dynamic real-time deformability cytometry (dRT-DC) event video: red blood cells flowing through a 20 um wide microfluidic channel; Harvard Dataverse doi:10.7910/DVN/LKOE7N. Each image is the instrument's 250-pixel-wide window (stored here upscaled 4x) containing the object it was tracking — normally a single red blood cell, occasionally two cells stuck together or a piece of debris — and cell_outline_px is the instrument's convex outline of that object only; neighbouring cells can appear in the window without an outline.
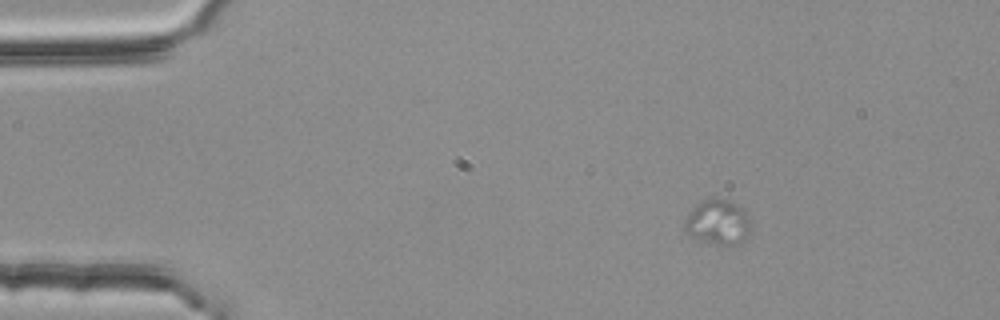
{"species": "common noctule bat (a hibernating species)", "species_latin": "Nyctalus noctula", "temperature_condition": "room temperature", "stored_images_in_passage": 35, "camera_frame_rate_fps": 3000, "um_per_image_px": 0.085, "animal": {"sex": "female", "body_mass_g": 25.1}, "frame": {"image": 1, "passage_image": 1, "time_ms": 0.0, "image_size_px": [1000, 320], "cell_outline_px": [[748, 236], [736, 248], [712, 244], [692, 236], [684, 232], [684, 220], [692, 208], [696, 204], [712, 196], [728, 200], [744, 208], [748, 216]], "centroid_in_image_um": [61.02, 18.91], "position_along_channel_um": 24.0, "area_um2": 17.8}}
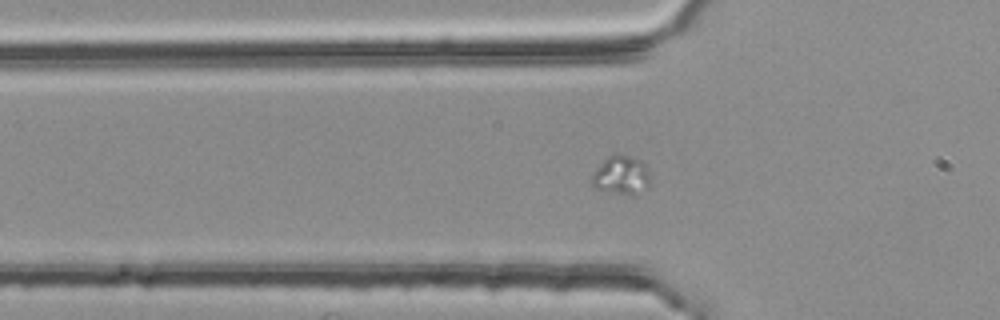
{"frame": {"image": 2, "passage_image": 11, "time_ms": 3.333, "image_size_px": [1000, 320], "cell_outline_px": [[648, 188], [636, 196], [632, 196], [596, 188], [588, 180], [596, 168], [608, 156], [628, 156], [640, 160], [648, 168]], "centroid_in_image_um": [52.8, 14.94], "position_along_channel_um": 73.0, "area_um2": 13.06}}